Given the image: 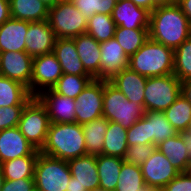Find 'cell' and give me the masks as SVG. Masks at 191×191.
Instances as JSON below:
<instances>
[{"instance_id": "db71d44e", "label": "cell", "mask_w": 191, "mask_h": 191, "mask_svg": "<svg viewBox=\"0 0 191 191\" xmlns=\"http://www.w3.org/2000/svg\"><path fill=\"white\" fill-rule=\"evenodd\" d=\"M92 191H106V190L99 187V188H96V189H94V190H92Z\"/></svg>"}, {"instance_id": "74e56055", "label": "cell", "mask_w": 191, "mask_h": 191, "mask_svg": "<svg viewBox=\"0 0 191 191\" xmlns=\"http://www.w3.org/2000/svg\"><path fill=\"white\" fill-rule=\"evenodd\" d=\"M156 146L154 144H136L128 146L123 157L127 163L141 166L154 152Z\"/></svg>"}, {"instance_id": "ac0fdd59", "label": "cell", "mask_w": 191, "mask_h": 191, "mask_svg": "<svg viewBox=\"0 0 191 191\" xmlns=\"http://www.w3.org/2000/svg\"><path fill=\"white\" fill-rule=\"evenodd\" d=\"M29 22L10 18L0 25V52H26Z\"/></svg>"}, {"instance_id": "484cf974", "label": "cell", "mask_w": 191, "mask_h": 191, "mask_svg": "<svg viewBox=\"0 0 191 191\" xmlns=\"http://www.w3.org/2000/svg\"><path fill=\"white\" fill-rule=\"evenodd\" d=\"M123 162L124 160L119 157L103 154L96 156L100 188L106 191H115Z\"/></svg>"}, {"instance_id": "11a10c76", "label": "cell", "mask_w": 191, "mask_h": 191, "mask_svg": "<svg viewBox=\"0 0 191 191\" xmlns=\"http://www.w3.org/2000/svg\"><path fill=\"white\" fill-rule=\"evenodd\" d=\"M60 1H63V2H73L74 0H60Z\"/></svg>"}, {"instance_id": "f907efd6", "label": "cell", "mask_w": 191, "mask_h": 191, "mask_svg": "<svg viewBox=\"0 0 191 191\" xmlns=\"http://www.w3.org/2000/svg\"><path fill=\"white\" fill-rule=\"evenodd\" d=\"M40 1H42L49 8L53 7L54 5L60 2V0H40Z\"/></svg>"}, {"instance_id": "f546056e", "label": "cell", "mask_w": 191, "mask_h": 191, "mask_svg": "<svg viewBox=\"0 0 191 191\" xmlns=\"http://www.w3.org/2000/svg\"><path fill=\"white\" fill-rule=\"evenodd\" d=\"M164 114L178 133H187L191 129V103L182 94Z\"/></svg>"}, {"instance_id": "7c38bea8", "label": "cell", "mask_w": 191, "mask_h": 191, "mask_svg": "<svg viewBox=\"0 0 191 191\" xmlns=\"http://www.w3.org/2000/svg\"><path fill=\"white\" fill-rule=\"evenodd\" d=\"M33 57L26 52H0V75L20 82L31 94Z\"/></svg>"}, {"instance_id": "5bb4252c", "label": "cell", "mask_w": 191, "mask_h": 191, "mask_svg": "<svg viewBox=\"0 0 191 191\" xmlns=\"http://www.w3.org/2000/svg\"><path fill=\"white\" fill-rule=\"evenodd\" d=\"M100 49V76L97 79L111 81L121 70L128 68L129 57L115 38L100 42Z\"/></svg>"}, {"instance_id": "5b68a950", "label": "cell", "mask_w": 191, "mask_h": 191, "mask_svg": "<svg viewBox=\"0 0 191 191\" xmlns=\"http://www.w3.org/2000/svg\"><path fill=\"white\" fill-rule=\"evenodd\" d=\"M71 178L68 161L38 154L34 169V184L39 191H66Z\"/></svg>"}, {"instance_id": "b9f144b4", "label": "cell", "mask_w": 191, "mask_h": 191, "mask_svg": "<svg viewBox=\"0 0 191 191\" xmlns=\"http://www.w3.org/2000/svg\"><path fill=\"white\" fill-rule=\"evenodd\" d=\"M34 187V178H23L18 180L5 179L1 191H31Z\"/></svg>"}, {"instance_id": "7dc6e473", "label": "cell", "mask_w": 191, "mask_h": 191, "mask_svg": "<svg viewBox=\"0 0 191 191\" xmlns=\"http://www.w3.org/2000/svg\"><path fill=\"white\" fill-rule=\"evenodd\" d=\"M66 191H88L85 187L80 185L77 181H75V178L71 176L68 186H66Z\"/></svg>"}, {"instance_id": "cb8c5ba5", "label": "cell", "mask_w": 191, "mask_h": 191, "mask_svg": "<svg viewBox=\"0 0 191 191\" xmlns=\"http://www.w3.org/2000/svg\"><path fill=\"white\" fill-rule=\"evenodd\" d=\"M11 18L38 22L48 19L49 7L40 0H9Z\"/></svg>"}, {"instance_id": "e0dca14e", "label": "cell", "mask_w": 191, "mask_h": 191, "mask_svg": "<svg viewBox=\"0 0 191 191\" xmlns=\"http://www.w3.org/2000/svg\"><path fill=\"white\" fill-rule=\"evenodd\" d=\"M111 17L115 25L127 29L149 30L150 12L129 0L116 2Z\"/></svg>"}, {"instance_id": "f35d334b", "label": "cell", "mask_w": 191, "mask_h": 191, "mask_svg": "<svg viewBox=\"0 0 191 191\" xmlns=\"http://www.w3.org/2000/svg\"><path fill=\"white\" fill-rule=\"evenodd\" d=\"M127 144L128 146L149 144L147 118L145 116L127 129Z\"/></svg>"}, {"instance_id": "e575fe53", "label": "cell", "mask_w": 191, "mask_h": 191, "mask_svg": "<svg viewBox=\"0 0 191 191\" xmlns=\"http://www.w3.org/2000/svg\"><path fill=\"white\" fill-rule=\"evenodd\" d=\"M115 191H140L145 185L141 166L123 162Z\"/></svg>"}, {"instance_id": "7a4b0ae2", "label": "cell", "mask_w": 191, "mask_h": 191, "mask_svg": "<svg viewBox=\"0 0 191 191\" xmlns=\"http://www.w3.org/2000/svg\"><path fill=\"white\" fill-rule=\"evenodd\" d=\"M42 154L62 159L87 155L82 126L74 123H50Z\"/></svg>"}, {"instance_id": "f6af8a7d", "label": "cell", "mask_w": 191, "mask_h": 191, "mask_svg": "<svg viewBox=\"0 0 191 191\" xmlns=\"http://www.w3.org/2000/svg\"><path fill=\"white\" fill-rule=\"evenodd\" d=\"M181 94L191 103V78L181 82Z\"/></svg>"}, {"instance_id": "8d00e7d4", "label": "cell", "mask_w": 191, "mask_h": 191, "mask_svg": "<svg viewBox=\"0 0 191 191\" xmlns=\"http://www.w3.org/2000/svg\"><path fill=\"white\" fill-rule=\"evenodd\" d=\"M116 0H74L72 3L87 20L94 14L111 15Z\"/></svg>"}, {"instance_id": "f5cc1de1", "label": "cell", "mask_w": 191, "mask_h": 191, "mask_svg": "<svg viewBox=\"0 0 191 191\" xmlns=\"http://www.w3.org/2000/svg\"><path fill=\"white\" fill-rule=\"evenodd\" d=\"M152 190L153 189L148 187L146 184L142 188H140V191H152Z\"/></svg>"}, {"instance_id": "d6a6232c", "label": "cell", "mask_w": 191, "mask_h": 191, "mask_svg": "<svg viewBox=\"0 0 191 191\" xmlns=\"http://www.w3.org/2000/svg\"><path fill=\"white\" fill-rule=\"evenodd\" d=\"M116 27L111 15L94 14L87 21L86 33L100 43L114 38Z\"/></svg>"}, {"instance_id": "3957f363", "label": "cell", "mask_w": 191, "mask_h": 191, "mask_svg": "<svg viewBox=\"0 0 191 191\" xmlns=\"http://www.w3.org/2000/svg\"><path fill=\"white\" fill-rule=\"evenodd\" d=\"M128 67L146 77L173 74L174 50L149 38L129 57Z\"/></svg>"}, {"instance_id": "30bf717a", "label": "cell", "mask_w": 191, "mask_h": 191, "mask_svg": "<svg viewBox=\"0 0 191 191\" xmlns=\"http://www.w3.org/2000/svg\"><path fill=\"white\" fill-rule=\"evenodd\" d=\"M63 75L59 61L53 52L33 58L31 95L37 96L46 89H52Z\"/></svg>"}, {"instance_id": "8fae6325", "label": "cell", "mask_w": 191, "mask_h": 191, "mask_svg": "<svg viewBox=\"0 0 191 191\" xmlns=\"http://www.w3.org/2000/svg\"><path fill=\"white\" fill-rule=\"evenodd\" d=\"M145 184L152 189H163L180 172L157 148L141 165Z\"/></svg>"}, {"instance_id": "9c48e42d", "label": "cell", "mask_w": 191, "mask_h": 191, "mask_svg": "<svg viewBox=\"0 0 191 191\" xmlns=\"http://www.w3.org/2000/svg\"><path fill=\"white\" fill-rule=\"evenodd\" d=\"M103 116V81L92 79L75 99V122L83 125Z\"/></svg>"}, {"instance_id": "ba28073f", "label": "cell", "mask_w": 191, "mask_h": 191, "mask_svg": "<svg viewBox=\"0 0 191 191\" xmlns=\"http://www.w3.org/2000/svg\"><path fill=\"white\" fill-rule=\"evenodd\" d=\"M56 38H74L86 33L87 18L72 2L60 1L49 8L48 19Z\"/></svg>"}, {"instance_id": "816d5d0a", "label": "cell", "mask_w": 191, "mask_h": 191, "mask_svg": "<svg viewBox=\"0 0 191 191\" xmlns=\"http://www.w3.org/2000/svg\"><path fill=\"white\" fill-rule=\"evenodd\" d=\"M4 181H5V178H4L2 170L0 168V191H1L2 187H3Z\"/></svg>"}, {"instance_id": "c3c4849f", "label": "cell", "mask_w": 191, "mask_h": 191, "mask_svg": "<svg viewBox=\"0 0 191 191\" xmlns=\"http://www.w3.org/2000/svg\"><path fill=\"white\" fill-rule=\"evenodd\" d=\"M152 2L153 5L157 8L174 4L177 2V0H152Z\"/></svg>"}, {"instance_id": "4fadbf2b", "label": "cell", "mask_w": 191, "mask_h": 191, "mask_svg": "<svg viewBox=\"0 0 191 191\" xmlns=\"http://www.w3.org/2000/svg\"><path fill=\"white\" fill-rule=\"evenodd\" d=\"M46 108L50 123H74L75 99L46 89L35 96Z\"/></svg>"}, {"instance_id": "1f68e13d", "label": "cell", "mask_w": 191, "mask_h": 191, "mask_svg": "<svg viewBox=\"0 0 191 191\" xmlns=\"http://www.w3.org/2000/svg\"><path fill=\"white\" fill-rule=\"evenodd\" d=\"M114 38L123 48L126 55L130 57L149 39V30H135L117 26Z\"/></svg>"}, {"instance_id": "6da1fadb", "label": "cell", "mask_w": 191, "mask_h": 191, "mask_svg": "<svg viewBox=\"0 0 191 191\" xmlns=\"http://www.w3.org/2000/svg\"><path fill=\"white\" fill-rule=\"evenodd\" d=\"M149 38L173 50L191 36V25L177 3L150 13Z\"/></svg>"}, {"instance_id": "f1b7e54d", "label": "cell", "mask_w": 191, "mask_h": 191, "mask_svg": "<svg viewBox=\"0 0 191 191\" xmlns=\"http://www.w3.org/2000/svg\"><path fill=\"white\" fill-rule=\"evenodd\" d=\"M81 126L87 155H101L104 145V136L108 129V120L102 116Z\"/></svg>"}, {"instance_id": "ab89813d", "label": "cell", "mask_w": 191, "mask_h": 191, "mask_svg": "<svg viewBox=\"0 0 191 191\" xmlns=\"http://www.w3.org/2000/svg\"><path fill=\"white\" fill-rule=\"evenodd\" d=\"M25 106L0 107V130L16 127Z\"/></svg>"}, {"instance_id": "ee69618b", "label": "cell", "mask_w": 191, "mask_h": 191, "mask_svg": "<svg viewBox=\"0 0 191 191\" xmlns=\"http://www.w3.org/2000/svg\"><path fill=\"white\" fill-rule=\"evenodd\" d=\"M191 25V0H177L176 2Z\"/></svg>"}, {"instance_id": "52a82bcc", "label": "cell", "mask_w": 191, "mask_h": 191, "mask_svg": "<svg viewBox=\"0 0 191 191\" xmlns=\"http://www.w3.org/2000/svg\"><path fill=\"white\" fill-rule=\"evenodd\" d=\"M181 94V82L174 74L147 77L144 110L164 112Z\"/></svg>"}, {"instance_id": "9f6ffc18", "label": "cell", "mask_w": 191, "mask_h": 191, "mask_svg": "<svg viewBox=\"0 0 191 191\" xmlns=\"http://www.w3.org/2000/svg\"><path fill=\"white\" fill-rule=\"evenodd\" d=\"M188 172H189V174L191 175V165H190V167H189V169H188Z\"/></svg>"}, {"instance_id": "836d02e7", "label": "cell", "mask_w": 191, "mask_h": 191, "mask_svg": "<svg viewBox=\"0 0 191 191\" xmlns=\"http://www.w3.org/2000/svg\"><path fill=\"white\" fill-rule=\"evenodd\" d=\"M94 79L92 76H78L63 73L52 90L59 95L76 99L88 83Z\"/></svg>"}, {"instance_id": "680465c9", "label": "cell", "mask_w": 191, "mask_h": 191, "mask_svg": "<svg viewBox=\"0 0 191 191\" xmlns=\"http://www.w3.org/2000/svg\"><path fill=\"white\" fill-rule=\"evenodd\" d=\"M152 191H163L162 189H153Z\"/></svg>"}, {"instance_id": "44dd1931", "label": "cell", "mask_w": 191, "mask_h": 191, "mask_svg": "<svg viewBox=\"0 0 191 191\" xmlns=\"http://www.w3.org/2000/svg\"><path fill=\"white\" fill-rule=\"evenodd\" d=\"M156 148L168 158L179 172H188L191 165V155L186 146L184 133H177L159 143Z\"/></svg>"}, {"instance_id": "2e32d148", "label": "cell", "mask_w": 191, "mask_h": 191, "mask_svg": "<svg viewBox=\"0 0 191 191\" xmlns=\"http://www.w3.org/2000/svg\"><path fill=\"white\" fill-rule=\"evenodd\" d=\"M56 35L47 20L29 22L26 34V53L37 57L53 52Z\"/></svg>"}, {"instance_id": "d590c367", "label": "cell", "mask_w": 191, "mask_h": 191, "mask_svg": "<svg viewBox=\"0 0 191 191\" xmlns=\"http://www.w3.org/2000/svg\"><path fill=\"white\" fill-rule=\"evenodd\" d=\"M173 74L180 82L191 78V36L174 50Z\"/></svg>"}, {"instance_id": "ffe728a7", "label": "cell", "mask_w": 191, "mask_h": 191, "mask_svg": "<svg viewBox=\"0 0 191 191\" xmlns=\"http://www.w3.org/2000/svg\"><path fill=\"white\" fill-rule=\"evenodd\" d=\"M147 77L132 69L121 70L110 82L119 89L129 101H134L144 107V91Z\"/></svg>"}, {"instance_id": "681fc988", "label": "cell", "mask_w": 191, "mask_h": 191, "mask_svg": "<svg viewBox=\"0 0 191 191\" xmlns=\"http://www.w3.org/2000/svg\"><path fill=\"white\" fill-rule=\"evenodd\" d=\"M184 134L186 135V146L188 147L189 153L191 155V130Z\"/></svg>"}, {"instance_id": "7402d4cb", "label": "cell", "mask_w": 191, "mask_h": 191, "mask_svg": "<svg viewBox=\"0 0 191 191\" xmlns=\"http://www.w3.org/2000/svg\"><path fill=\"white\" fill-rule=\"evenodd\" d=\"M72 39L74 40L79 58L81 59L85 70L94 79H97L100 76V43L88 33L80 34Z\"/></svg>"}, {"instance_id": "7bdbcfd3", "label": "cell", "mask_w": 191, "mask_h": 191, "mask_svg": "<svg viewBox=\"0 0 191 191\" xmlns=\"http://www.w3.org/2000/svg\"><path fill=\"white\" fill-rule=\"evenodd\" d=\"M11 18L9 0H0V25Z\"/></svg>"}, {"instance_id": "603a6c76", "label": "cell", "mask_w": 191, "mask_h": 191, "mask_svg": "<svg viewBox=\"0 0 191 191\" xmlns=\"http://www.w3.org/2000/svg\"><path fill=\"white\" fill-rule=\"evenodd\" d=\"M71 176L88 191L99 188L96 155H85L68 160Z\"/></svg>"}, {"instance_id": "8992f818", "label": "cell", "mask_w": 191, "mask_h": 191, "mask_svg": "<svg viewBox=\"0 0 191 191\" xmlns=\"http://www.w3.org/2000/svg\"><path fill=\"white\" fill-rule=\"evenodd\" d=\"M50 120L46 108L33 97L23 108L18 128L38 151L45 145Z\"/></svg>"}, {"instance_id": "83f0119b", "label": "cell", "mask_w": 191, "mask_h": 191, "mask_svg": "<svg viewBox=\"0 0 191 191\" xmlns=\"http://www.w3.org/2000/svg\"><path fill=\"white\" fill-rule=\"evenodd\" d=\"M127 149V129L116 122L108 121L102 154L123 159Z\"/></svg>"}, {"instance_id": "4dcf8cb0", "label": "cell", "mask_w": 191, "mask_h": 191, "mask_svg": "<svg viewBox=\"0 0 191 191\" xmlns=\"http://www.w3.org/2000/svg\"><path fill=\"white\" fill-rule=\"evenodd\" d=\"M38 156H23L0 164L6 180L34 178L35 163Z\"/></svg>"}, {"instance_id": "277c9868", "label": "cell", "mask_w": 191, "mask_h": 191, "mask_svg": "<svg viewBox=\"0 0 191 191\" xmlns=\"http://www.w3.org/2000/svg\"><path fill=\"white\" fill-rule=\"evenodd\" d=\"M144 107L126 96L110 81H103V117L128 129L144 116Z\"/></svg>"}, {"instance_id": "9a60e30c", "label": "cell", "mask_w": 191, "mask_h": 191, "mask_svg": "<svg viewBox=\"0 0 191 191\" xmlns=\"http://www.w3.org/2000/svg\"><path fill=\"white\" fill-rule=\"evenodd\" d=\"M39 153L18 126L0 130V164L23 156H38Z\"/></svg>"}, {"instance_id": "60d3db41", "label": "cell", "mask_w": 191, "mask_h": 191, "mask_svg": "<svg viewBox=\"0 0 191 191\" xmlns=\"http://www.w3.org/2000/svg\"><path fill=\"white\" fill-rule=\"evenodd\" d=\"M163 191H191V175L189 172H180L170 181Z\"/></svg>"}, {"instance_id": "d6986e66", "label": "cell", "mask_w": 191, "mask_h": 191, "mask_svg": "<svg viewBox=\"0 0 191 191\" xmlns=\"http://www.w3.org/2000/svg\"><path fill=\"white\" fill-rule=\"evenodd\" d=\"M53 53L59 61L63 73L78 76H91L85 70L72 38H57Z\"/></svg>"}, {"instance_id": "6f0895ef", "label": "cell", "mask_w": 191, "mask_h": 191, "mask_svg": "<svg viewBox=\"0 0 191 191\" xmlns=\"http://www.w3.org/2000/svg\"><path fill=\"white\" fill-rule=\"evenodd\" d=\"M31 191H39L36 187H34Z\"/></svg>"}, {"instance_id": "4316f807", "label": "cell", "mask_w": 191, "mask_h": 191, "mask_svg": "<svg viewBox=\"0 0 191 191\" xmlns=\"http://www.w3.org/2000/svg\"><path fill=\"white\" fill-rule=\"evenodd\" d=\"M144 116L147 118L149 144L157 146L178 133L170 124L164 112L145 111Z\"/></svg>"}, {"instance_id": "d4e9b609", "label": "cell", "mask_w": 191, "mask_h": 191, "mask_svg": "<svg viewBox=\"0 0 191 191\" xmlns=\"http://www.w3.org/2000/svg\"><path fill=\"white\" fill-rule=\"evenodd\" d=\"M32 98L26 86L0 75V107L25 106Z\"/></svg>"}, {"instance_id": "bcb514c9", "label": "cell", "mask_w": 191, "mask_h": 191, "mask_svg": "<svg viewBox=\"0 0 191 191\" xmlns=\"http://www.w3.org/2000/svg\"><path fill=\"white\" fill-rule=\"evenodd\" d=\"M129 1L133 2L138 7L148 10L150 13L156 9V7L153 5L152 0H129Z\"/></svg>"}]
</instances>
